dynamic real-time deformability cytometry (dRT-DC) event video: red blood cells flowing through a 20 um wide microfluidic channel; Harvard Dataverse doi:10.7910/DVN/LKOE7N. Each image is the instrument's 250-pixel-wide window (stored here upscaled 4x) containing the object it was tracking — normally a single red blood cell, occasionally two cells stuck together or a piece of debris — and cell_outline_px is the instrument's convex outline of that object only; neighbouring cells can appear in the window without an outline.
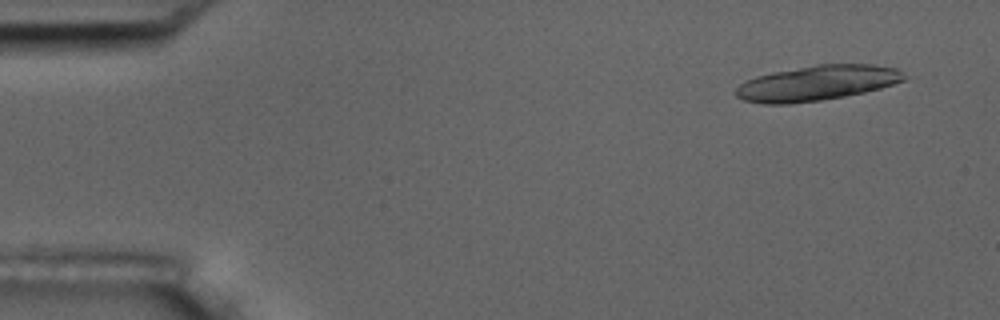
{"species": "common noctule bat (a hibernating species)", "species_latin": "Nyctalus noctula", "temperature_condition": "room temperature", "stored_images_in_passage": 5, "camera_frame_rate_fps": 3000, "um_per_image_px": 0.085, "animal": {"sex": "male", "body_mass_g": 17.5, "forearm_length_mm": 52.3}, "frame": {"image": 1, "passage_image": 1, "time_ms": 0.0, "image_size_px": [1000, 320], "cell_outline_px": [[908, 76], [904, 80], [880, 88], [864, 92], [844, 96], [820, 100], [792, 104], [764, 104], [744, 100], [736, 96], [736, 88], [740, 84], [756, 76], [772, 72], [816, 64], [876, 64], [896, 68]], "centroid_in_image_um": [69.46, 7.05], "position_along_channel_um": 15.5, "area_um2": 34.45}}